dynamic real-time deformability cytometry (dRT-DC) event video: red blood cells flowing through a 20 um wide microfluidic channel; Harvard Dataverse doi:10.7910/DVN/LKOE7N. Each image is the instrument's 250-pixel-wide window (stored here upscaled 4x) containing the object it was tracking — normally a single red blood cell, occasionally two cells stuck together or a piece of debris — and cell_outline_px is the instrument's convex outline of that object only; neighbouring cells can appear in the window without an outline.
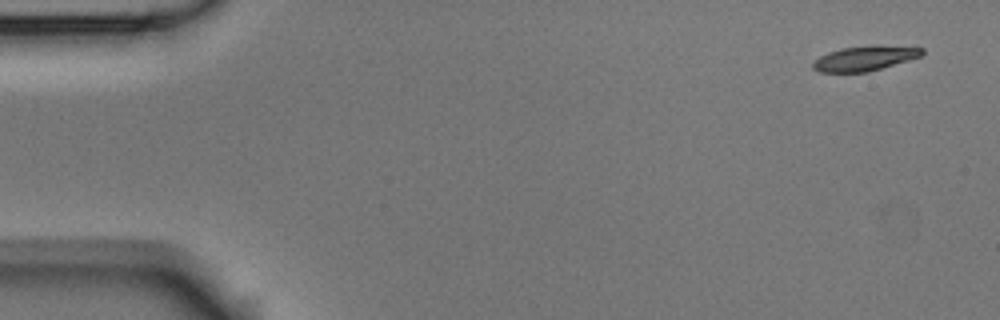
{"species": "Egyptian fruit bat (a non-hibernating species)", "species_latin": "Rousettus aegyptiacus", "temperature_condition": "room temperature", "stored_images_in_passage": 5, "camera_frame_rate_fps": 3000, "um_per_image_px": 0.085, "animal": {"sex": "male"}, "frame": {"image": 1, "passage_image": 1, "time_ms": 0.0, "image_size_px": [1000, 320], "cell_outline_px": [[924, 52], [920, 56], [908, 60], [868, 72], [820, 72], [812, 68], [812, 64], [820, 56], [828, 52], [840, 48], [876, 44], [924, 48]], "centroid_in_image_um": [73.5, 4.94], "position_along_channel_um": 11.5, "area_um2": 15.84}}
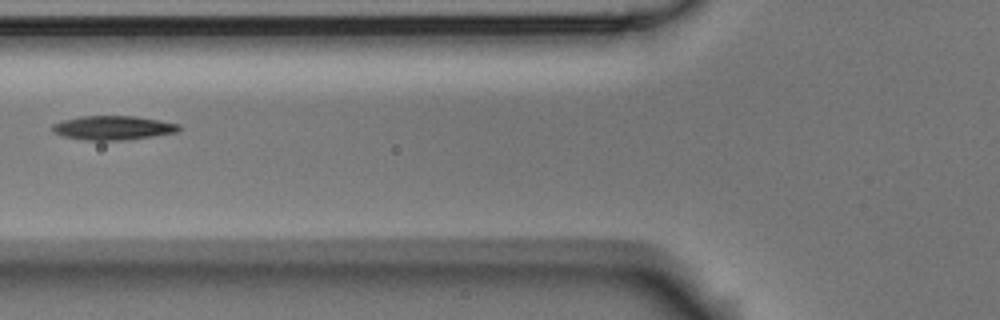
{"frame": {"image": 2, "passage_image": 5, "time_ms": 1.333, "image_size_px": [1000, 320], "cell_outline_px": [[180, 128], [176, 132], [152, 136], [124, 140], [84, 140], [64, 136], [52, 132], [52, 124], [64, 120], [80, 116], [136, 116], [180, 124]], "centroid_in_image_um": [9.58, 10.86], "position_along_channel_um": 116.2, "area_um2": 17.63}}